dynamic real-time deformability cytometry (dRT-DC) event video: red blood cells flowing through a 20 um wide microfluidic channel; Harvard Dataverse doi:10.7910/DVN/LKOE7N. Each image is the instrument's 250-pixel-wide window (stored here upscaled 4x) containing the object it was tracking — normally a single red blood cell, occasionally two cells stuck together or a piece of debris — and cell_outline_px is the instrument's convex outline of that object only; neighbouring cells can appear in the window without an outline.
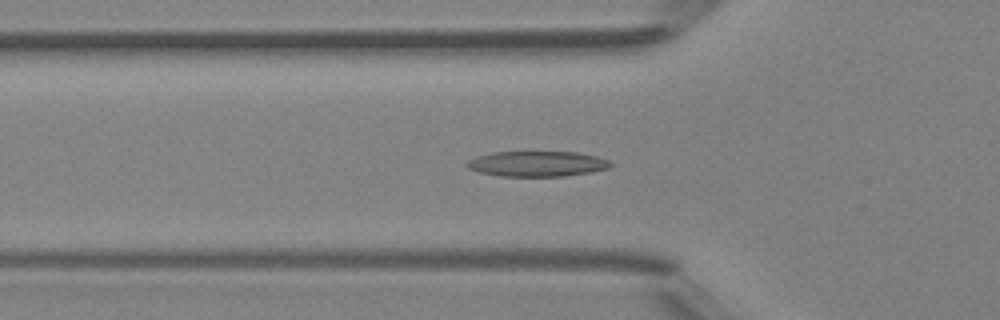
{"species": "Egyptian fruit bat (a non-hibernating species)", "species_latin": "Rousettus aegyptiacus", "temperature_condition": "room temperature", "stored_images_in_passage": 34, "camera_frame_rate_fps": 3000, "um_per_image_px": 0.085, "animal": {"sex": "female"}, "frame": {"image": 1, "passage_image": 3, "time_ms": 0.667, "image_size_px": [1000, 320], "cell_outline_px": [[612, 164], [608, 168], [588, 172], [564, 176], [500, 176], [480, 172], [468, 168], [464, 164], [468, 160], [492, 152], [576, 152], [596, 156], [608, 160]], "centroid_in_image_um": [45.63, 13.92], "position_along_channel_um": 80.2, "area_um2": 20.98}}
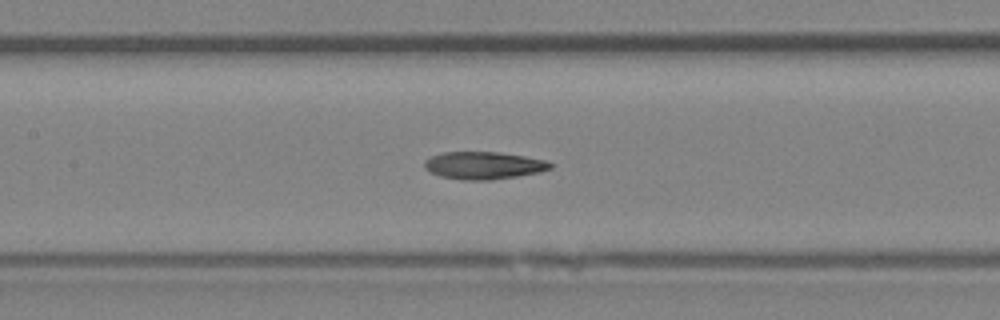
{"frame": {"image": 2, "passage_image": 9, "time_ms": 2.667, "image_size_px": [1000, 320], "cell_outline_px": [[552, 168], [540, 172], [492, 180], [464, 180], [440, 176], [424, 168], [424, 160], [432, 156], [444, 152], [500, 152], [548, 160], [552, 164]], "centroid_in_image_um": [41.13, 14.06], "position_along_channel_um": 166.3, "area_um2": 20.17}}
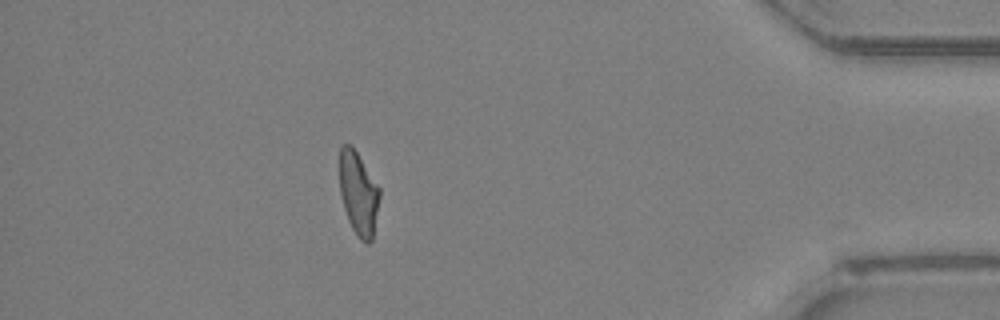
{"frame": {"image": 3, "passage_image": 29, "time_ms": 9.333, "image_size_px": [1000, 320], "cell_outline_px": [[380, 196], [372, 240], [368, 244], [360, 240], [352, 228], [348, 220], [340, 196], [340, 148], [344, 144], [352, 144], [380, 188]], "centroid_in_image_um": [30.47, 16.43], "position_along_channel_um": 404.7, "area_um2": 19.48}, "authors_computed_cell_mechanics": {"area_um2": 19.9121, "velocity_mm_per_s": 4.3022, "shape_relaxation_time_tau1_ms": 6.1879, "shape_relaxation_time_tau2_ms": 2.2927, "deformation_change_tau1": 0.1903, "deformation_change_tau2": 0.097}}